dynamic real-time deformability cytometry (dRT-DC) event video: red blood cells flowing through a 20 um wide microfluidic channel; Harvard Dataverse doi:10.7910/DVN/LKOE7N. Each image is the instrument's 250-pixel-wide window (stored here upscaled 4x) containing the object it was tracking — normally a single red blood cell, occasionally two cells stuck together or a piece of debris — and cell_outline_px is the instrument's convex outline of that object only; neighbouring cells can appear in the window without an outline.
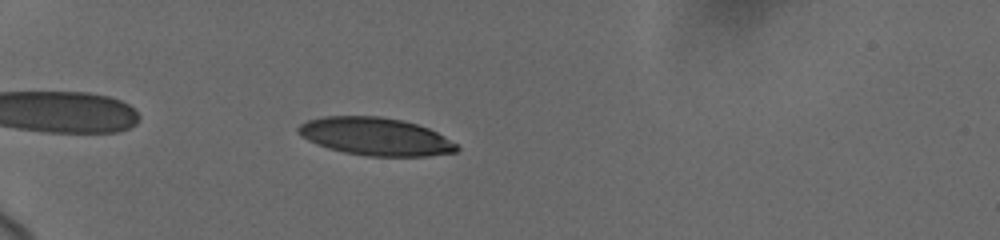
{"species": "human", "species_latin": "Homo sapiens", "temperature_condition": "cold", "stored_images_in_passage": 30, "camera_frame_rate_fps": 3000, "um_per_image_px": 0.085, "donor": {"sex": "female"}, "frame": {"image": 1, "passage_image": 3, "time_ms": 1.0, "image_size_px": [1000, 240], "cell_outline_px": [[460, 148], [456, 152], [428, 156], [368, 156], [344, 152], [328, 148], [316, 144], [308, 140], [296, 132], [296, 128], [300, 124], [308, 120], [324, 116], [380, 116], [404, 120], [428, 128], [444, 136], [456, 144]], "centroid_in_image_um": [31.9, 11.6], "position_along_channel_um": 53.1, "area_um2": 34.97}}
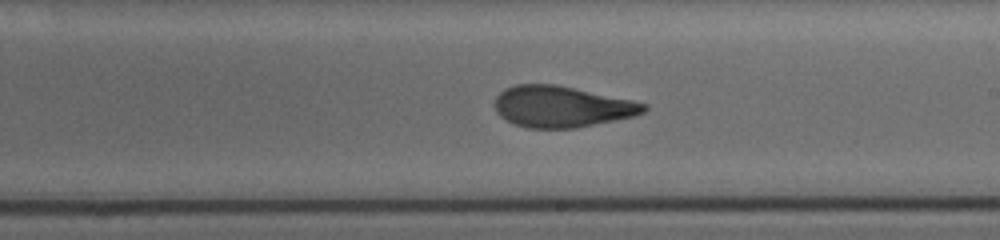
{"frame": {"image": 2, "passage_image": 16, "time_ms": 7.0, "image_size_px": [1000, 240], "cell_outline_px": [[648, 108], [644, 112], [636, 116], [576, 128], [528, 128], [504, 120], [496, 112], [496, 96], [504, 88], [516, 84], [556, 84], [632, 100], [648, 104]], "centroid_in_image_um": [47.75, 9.06], "position_along_channel_um": 241.2, "area_um2": 35.89}}
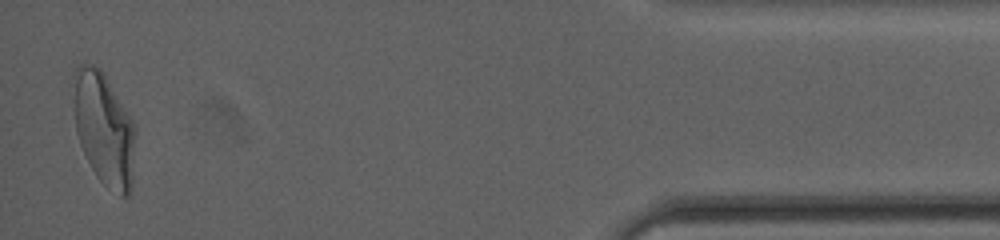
{"frame": {"image": 3, "passage_image": 30, "time_ms": 13.667, "image_size_px": [1000, 240], "cell_outline_px": [[136, 132], [132, 192], [128, 196], [120, 196], [104, 184], [96, 176], [80, 144], [76, 132], [72, 76], [76, 68], [80, 64], [92, 64], [100, 68], [104, 72], [136, 124]], "centroid_in_image_um": [8.87, 10.94], "position_along_channel_um": 426.3, "area_um2": 41.44}, "authors_computed_cell_mechanics": {"area_um2": 36.703, "velocity_mm_per_s": 3.6927, "shape_relaxation_time_tau1_ms": 6.6487, "shape_relaxation_time_tau2_ms": 1.1889, "deformation_change_tau1": 0.2119, "deformation_change_tau2": 0.0771}}